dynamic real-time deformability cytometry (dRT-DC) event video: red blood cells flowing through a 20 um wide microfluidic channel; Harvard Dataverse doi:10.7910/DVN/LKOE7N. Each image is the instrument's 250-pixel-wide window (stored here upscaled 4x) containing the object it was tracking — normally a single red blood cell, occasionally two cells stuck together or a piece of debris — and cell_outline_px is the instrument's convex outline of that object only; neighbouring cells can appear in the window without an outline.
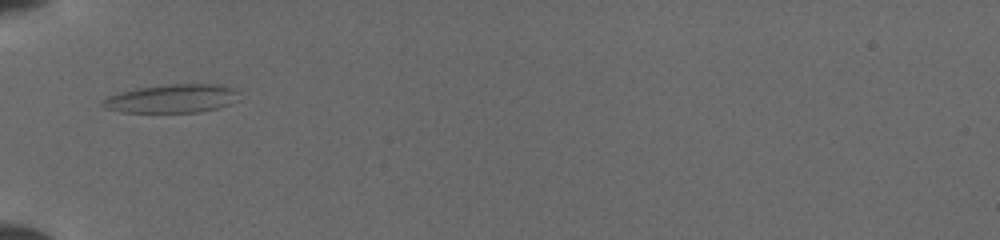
{"species": "common noctule bat (a hibernating species)", "species_latin": "Nyctalus noctula", "temperature_condition": "cold", "stored_images_in_passage": 18, "camera_frame_rate_fps": 3000, "um_per_image_px": 0.085, "animal": {"sex": "female", "body_mass_g": 19.5, "forearm_length_mm": 54.1}, "frame": {"image": 1, "passage_image": 1, "time_ms": 0.0, "image_size_px": [1000, 240], "cell_outline_px": [[240, 92], [232, 104], [200, 112], [120, 112], [104, 108], [100, 104], [100, 100], [108, 96], [120, 92], [136, 88], [172, 84], [216, 84], [236, 88]], "centroid_in_image_um": [14.6, 8.38], "position_along_channel_um": 70.4, "area_um2": 22.83}}
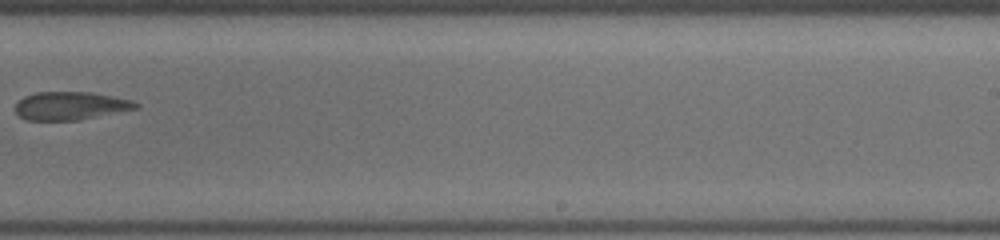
{"frame": {"image": 2, "passage_image": 11, "time_ms": 5.333, "image_size_px": [1000, 240], "cell_outline_px": [[140, 108], [76, 120], [28, 120], [20, 116], [16, 112], [16, 104], [24, 96], [36, 92], [92, 92], [132, 100], [140, 104]], "centroid_in_image_um": [6.02, 8.98], "position_along_channel_um": 283.0, "area_um2": 19.65}}
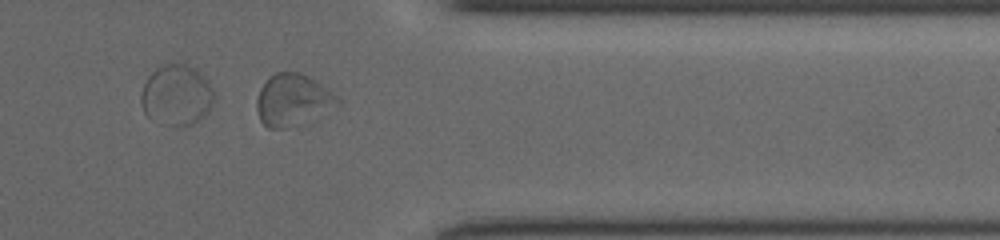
{"frame": {"image": 3, "passage_image": 14, "time_ms": 8.0, "image_size_px": [1000, 240], "cell_outline_px": [[340, 104], [280, 128], [268, 128], [260, 120], [256, 108], [256, 100], [260, 88], [268, 76], [276, 72], [300, 72], [308, 76], [320, 84], [336, 96], [340, 100]], "centroid_in_image_um": [24.79, 8.42], "position_along_channel_um": 386.6, "area_um2": 23.18}}